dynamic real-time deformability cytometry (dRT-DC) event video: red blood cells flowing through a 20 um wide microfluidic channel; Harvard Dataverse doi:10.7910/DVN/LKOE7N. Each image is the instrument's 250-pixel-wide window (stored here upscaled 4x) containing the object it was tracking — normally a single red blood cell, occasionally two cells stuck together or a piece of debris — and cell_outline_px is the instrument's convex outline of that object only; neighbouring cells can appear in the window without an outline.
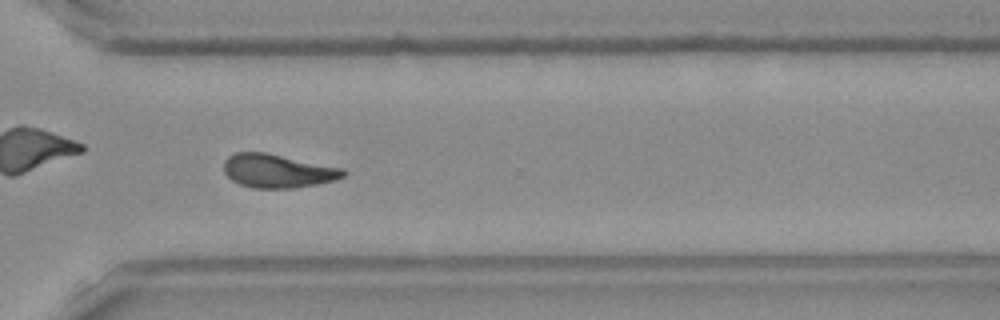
{"species": "Egyptian fruit bat (a non-hibernating species)", "species_latin": "Rousettus aegyptiacus", "temperature_condition": "room temperature", "stored_images_in_passage": 50, "camera_frame_rate_fps": 3000, "um_per_image_px": 0.085, "frame": {"image": 1, "passage_image": 36, "time_ms": 11.667, "image_size_px": [1000, 320], "cell_outline_px": [[348, 172], [344, 176], [336, 180], [316, 184], [292, 188], [252, 188], [240, 184], [232, 180], [224, 172], [224, 160], [228, 156], [236, 152], [264, 152], [344, 168]], "centroid_in_image_um": [23.61, 14.53], "position_along_channel_um": 347.0, "area_um2": 23.41}}
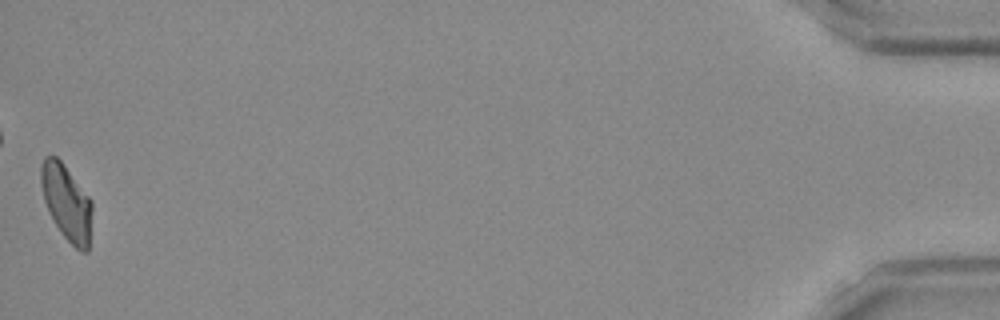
{"frame": {"image": 2, "passage_image": 50, "time_ms": 16.333, "image_size_px": [1000, 320], "cell_outline_px": [[92, 212], [88, 252], [80, 252], [64, 236], [48, 212], [44, 200], [40, 184], [40, 164], [44, 156], [56, 156], [60, 160], [92, 200]], "centroid_in_image_um": [5.65, 17.19], "position_along_channel_um": 429.6, "area_um2": 22.54}, "authors_computed_cell_mechanics": {"area_um2": 23.12, "velocity_mm_per_s": 3.9251, "shape_relaxation_time_tau1_ms": 10.8015, "shape_relaxation_time_tau2_ms": 3.4035, "deformation_change_tau1": 0.2562, "deformation_change_tau2": 0.1063}}